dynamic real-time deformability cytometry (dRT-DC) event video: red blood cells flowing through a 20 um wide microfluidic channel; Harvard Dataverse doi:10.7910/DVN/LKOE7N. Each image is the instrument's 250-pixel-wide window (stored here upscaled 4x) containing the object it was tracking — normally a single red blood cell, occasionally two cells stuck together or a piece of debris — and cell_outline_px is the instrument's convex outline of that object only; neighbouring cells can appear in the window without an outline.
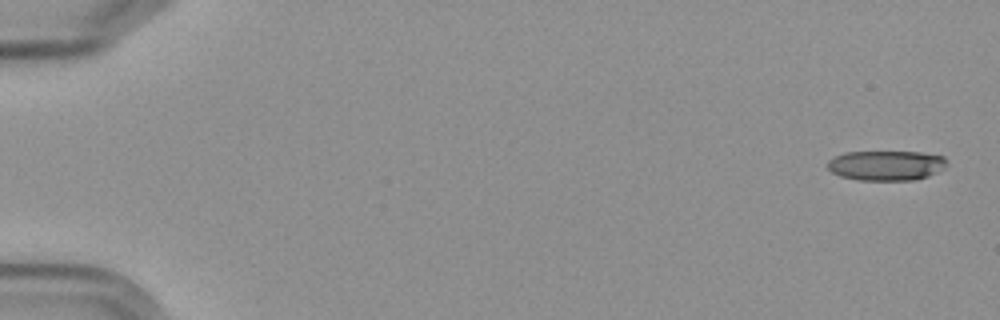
{"species": "Egyptian fruit bat (a non-hibernating species)", "species_latin": "Rousettus aegyptiacus", "temperature_condition": "cold", "stored_images_in_passage": 6, "camera_frame_rate_fps": 3000, "um_per_image_px": 0.085, "frame": {"image": 1, "passage_image": 1, "time_ms": 0.0, "image_size_px": [1000, 320], "cell_outline_px": [[948, 164], [944, 168], [928, 176], [916, 180], [860, 180], [840, 176], [832, 172], [828, 168], [828, 160], [832, 156], [844, 152], [920, 152], [944, 156], [948, 160]], "centroid_in_image_um": [75.33, 14.05], "position_along_channel_um": 9.7, "area_um2": 20.98}}
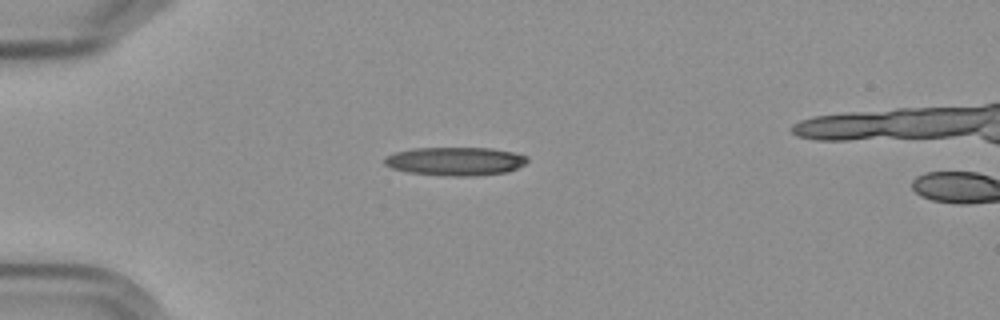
{"frame": {"image": 2, "passage_image": 5, "time_ms": 4.667, "image_size_px": [1000, 320], "cell_outline_px": [[528, 160], [524, 164], [508, 172], [472, 176], [452, 176], [408, 172], [392, 168], [384, 164], [384, 156], [396, 152], [412, 148], [492, 148], [512, 152], [528, 156]], "centroid_in_image_um": [38.7, 13.7], "position_along_channel_um": 46.3, "area_um2": 23.64}}